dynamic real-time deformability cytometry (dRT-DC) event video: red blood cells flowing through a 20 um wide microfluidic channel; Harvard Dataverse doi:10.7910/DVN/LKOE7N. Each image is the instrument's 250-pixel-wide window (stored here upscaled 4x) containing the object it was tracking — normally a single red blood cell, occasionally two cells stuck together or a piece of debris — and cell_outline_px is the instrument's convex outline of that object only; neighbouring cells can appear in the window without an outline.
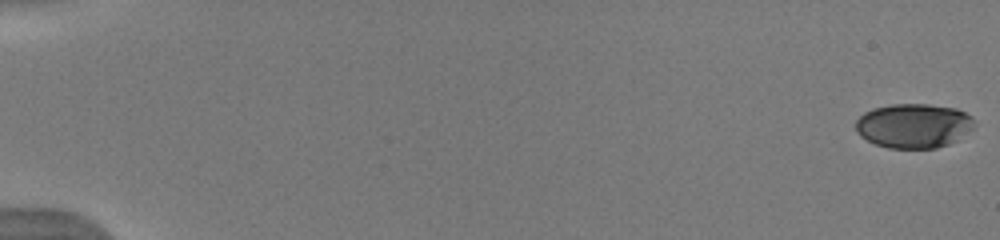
{"species": "human", "species_latin": "Homo sapiens", "temperature_condition": "warm", "stored_images_in_passage": 13, "camera_frame_rate_fps": 3000, "um_per_image_px": 0.085, "donor": {"sex": "male"}, "frame": {"image": 1, "passage_image": 1, "time_ms": 0.0, "image_size_px": [1000, 240], "cell_outline_px": [[972, 128], [948, 144], [936, 148], [888, 148], [876, 144], [860, 136], [856, 128], [856, 120], [864, 112], [872, 108], [892, 104], [928, 104], [956, 108], [972, 116]], "centroid_in_image_um": [77.61, 10.67], "position_along_channel_um": 7.4, "area_um2": 30.4}}